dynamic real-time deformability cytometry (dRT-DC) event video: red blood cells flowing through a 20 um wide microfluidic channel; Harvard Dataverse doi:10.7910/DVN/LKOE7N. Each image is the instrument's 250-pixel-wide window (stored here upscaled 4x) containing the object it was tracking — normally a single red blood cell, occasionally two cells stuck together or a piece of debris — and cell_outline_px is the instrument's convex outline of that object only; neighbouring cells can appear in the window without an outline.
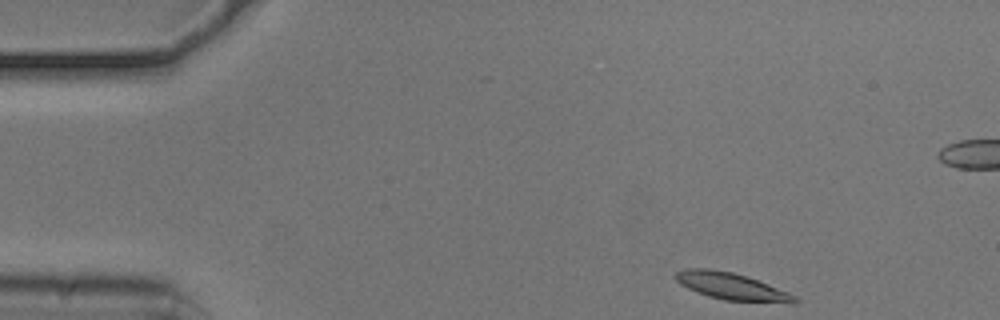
{"species": "common noctule bat (a hibernating species)", "species_latin": "Nyctalus noctula", "temperature_condition": "cold", "stored_images_in_passage": 49, "camera_frame_rate_fps": 3000, "um_per_image_px": 0.085, "animal": {"sex": "male", "body_mass_g": 20.5, "forearm_length_mm": 52.5}, "frame": {"image": 1, "passage_image": 1, "time_ms": 0.0, "image_size_px": [1000, 320], "cell_outline_px": [[800, 300], [796, 304], [792, 304], [724, 300], [708, 296], [688, 288], [680, 284], [672, 276], [676, 272], [684, 268], [708, 268], [732, 272], [748, 276], [788, 292], [796, 296]], "centroid_in_image_um": [62.22, 24.35], "position_along_channel_um": 22.8, "area_um2": 19.07}}
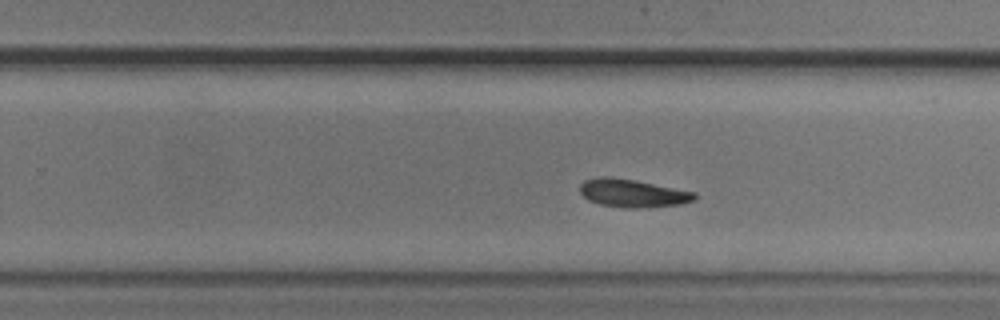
{"frame": {"image": 2, "passage_image": 28, "time_ms": 9.0, "image_size_px": [1000, 320], "cell_outline_px": [[696, 196], [692, 200], [680, 204], [636, 208], [628, 208], [600, 204], [588, 200], [580, 192], [580, 184], [584, 180], [600, 176], [608, 176], [632, 180], [696, 192]], "centroid_in_image_um": [53.72, 16.41], "position_along_channel_um": 276.1, "area_um2": 18.38}}
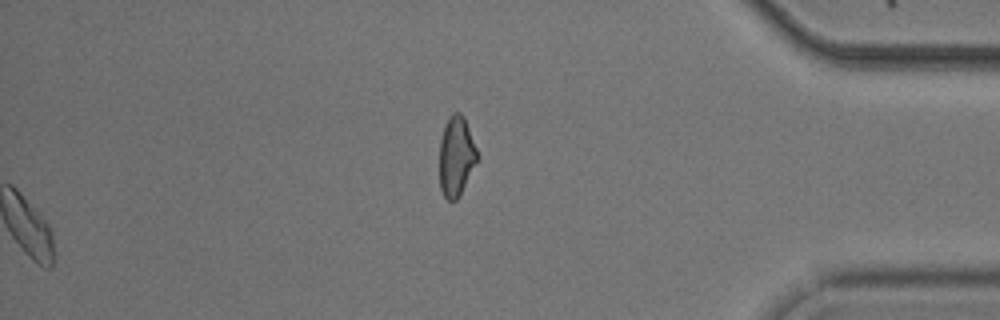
{"frame": {"image": 3, "passage_image": 49, "time_ms": 16.0, "image_size_px": [1000, 320], "cell_outline_px": [[480, 160], [456, 200], [448, 200], [444, 196], [440, 188], [440, 140], [444, 124], [448, 116], [452, 112], [460, 112], [464, 116], [480, 156]], "centroid_in_image_um": [38.81, 13.24], "position_along_channel_um": 396.4, "area_um2": 17.98}, "authors_computed_cell_mechanics": {"area_um2": 18.4382, "velocity_mm_per_s": 3.6958, "shape_relaxation_time_tau1_ms": 2.3297, "shape_relaxation_time_tau2_ms": null, "deformation_change_tau1": 0.092, "deformation_change_tau2": null}}